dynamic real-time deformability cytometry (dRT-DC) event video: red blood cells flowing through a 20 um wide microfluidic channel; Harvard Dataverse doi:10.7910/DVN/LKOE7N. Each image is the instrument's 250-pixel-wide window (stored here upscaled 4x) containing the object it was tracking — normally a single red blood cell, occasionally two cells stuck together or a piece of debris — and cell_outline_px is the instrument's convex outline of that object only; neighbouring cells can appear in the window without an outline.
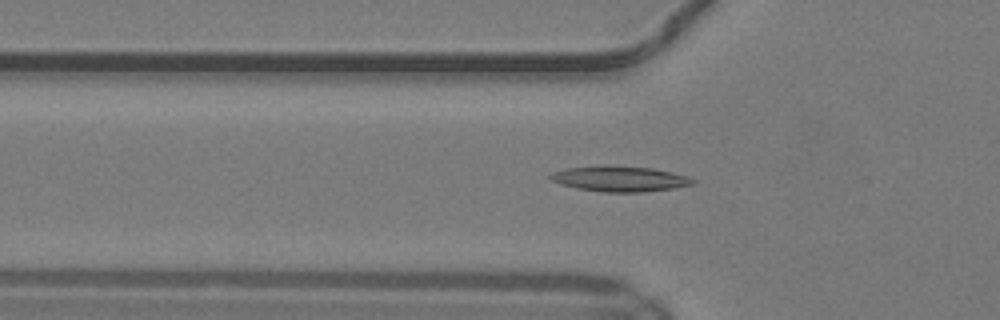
{"species": "common noctule bat (a hibernating species)", "species_latin": "Nyctalus noctula", "temperature_condition": "warm", "stored_images_in_passage": 27, "camera_frame_rate_fps": 3000, "um_per_image_px": 0.085, "animal": {"sex": "male", "body_mass_g": 19.2, "forearm_length_mm": 51.8}, "frame": {"image": 1, "passage_image": 11, "time_ms": 3.333, "image_size_px": [1000, 320], "cell_outline_px": [[696, 184], [672, 188], [644, 192], [604, 192], [576, 188], [560, 184], [552, 180], [548, 176], [552, 172], [568, 168], [604, 164], [652, 168], [672, 172], [688, 176], [696, 180]], "centroid_in_image_um": [52.69, 15.18], "position_along_channel_um": 73.1, "area_um2": 21.39}}
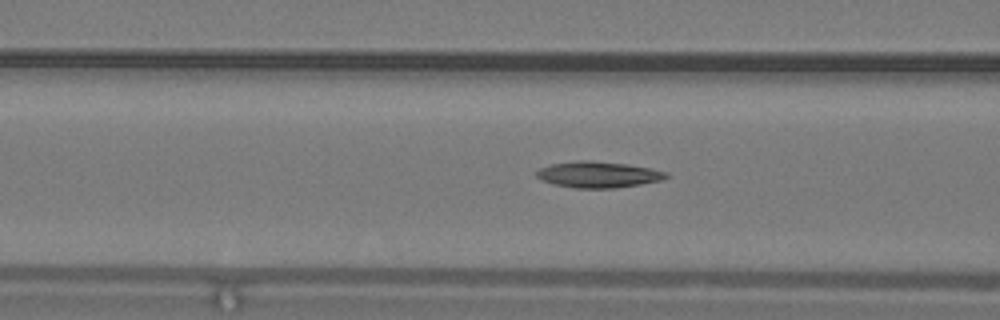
{"frame": {"image": 2, "passage_image": 14, "time_ms": 4.333, "image_size_px": [1000, 320], "cell_outline_px": [[668, 176], [664, 180], [616, 188], [576, 188], [552, 184], [540, 180], [536, 176], [536, 172], [540, 168], [552, 164], [576, 160], [588, 160], [628, 164], [652, 168], [668, 172]], "centroid_in_image_um": [50.86, 14.84], "position_along_channel_um": 115.7, "area_um2": 19.94}}
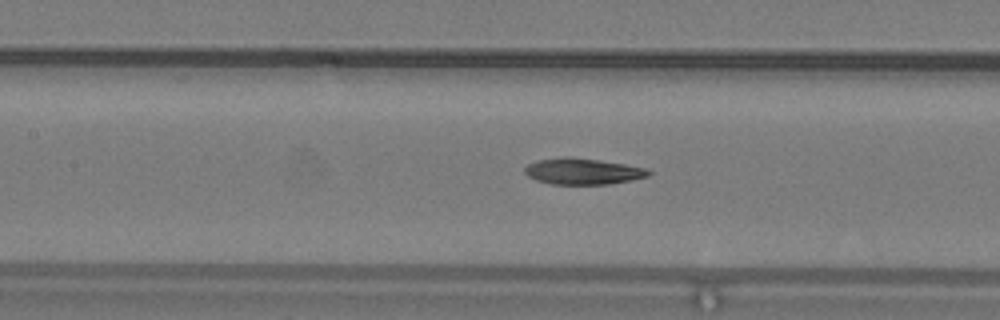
{"frame": {"image": 3, "passage_image": 17, "time_ms": 5.333, "image_size_px": [1000, 320], "cell_outline_px": [[652, 172], [648, 176], [632, 180], [608, 184], [552, 184], [536, 180], [528, 176], [524, 172], [524, 168], [528, 164], [540, 160], [560, 156], [568, 156], [600, 160], [648, 168]], "centroid_in_image_um": [49.54, 14.56], "position_along_channel_um": 157.9, "area_um2": 18.96}}